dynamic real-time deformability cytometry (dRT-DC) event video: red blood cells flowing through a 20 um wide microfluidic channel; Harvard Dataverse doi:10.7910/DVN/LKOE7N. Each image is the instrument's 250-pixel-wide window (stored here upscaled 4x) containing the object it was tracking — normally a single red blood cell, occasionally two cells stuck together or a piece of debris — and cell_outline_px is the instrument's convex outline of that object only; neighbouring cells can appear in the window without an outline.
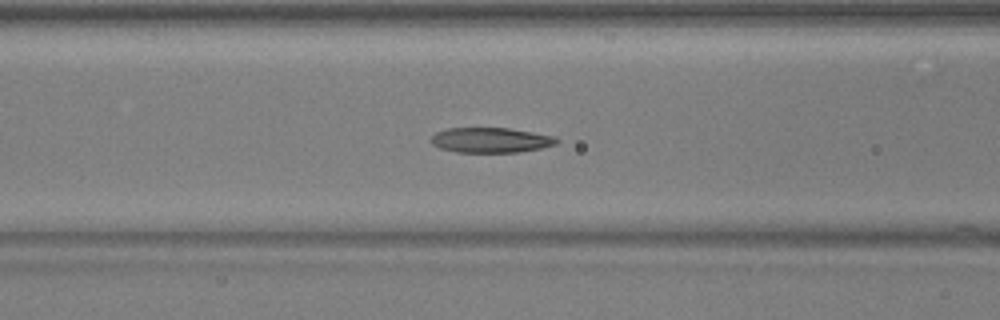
{"species": "common noctule bat (a hibernating species)", "species_latin": "Nyctalus noctula", "temperature_condition": "warm", "stored_images_in_passage": 53, "camera_frame_rate_fps": 3000, "um_per_image_px": 0.085, "animal": {"sex": "male", "body_mass_g": 17.9, "forearm_length_mm": 54.2}, "frame": {"image": 1, "passage_image": 22, "time_ms": 7.0, "image_size_px": [1000, 320], "cell_outline_px": [[560, 140], [556, 144], [540, 148], [516, 152], [456, 152], [440, 148], [432, 144], [428, 140], [436, 132], [448, 128], [508, 128], [556, 136]], "centroid_in_image_um": [41.7, 11.9], "position_along_channel_um": 124.9, "area_um2": 18.38}}
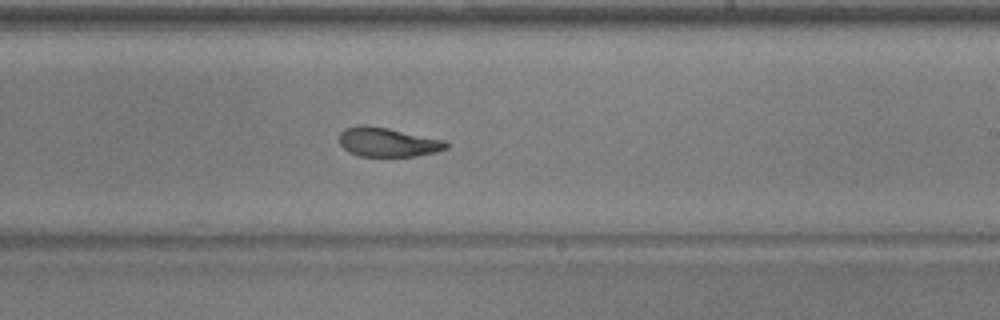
{"frame": {"image": 2, "passage_image": 32, "time_ms": 10.333, "image_size_px": [1000, 320], "cell_outline_px": [[448, 148], [436, 152], [416, 156], [360, 156], [348, 152], [340, 144], [340, 132], [344, 128], [360, 124], [364, 124], [388, 128], [444, 140], [448, 144]], "centroid_in_image_um": [32.93, 12.08], "position_along_channel_um": 256.1, "area_um2": 18.21}}
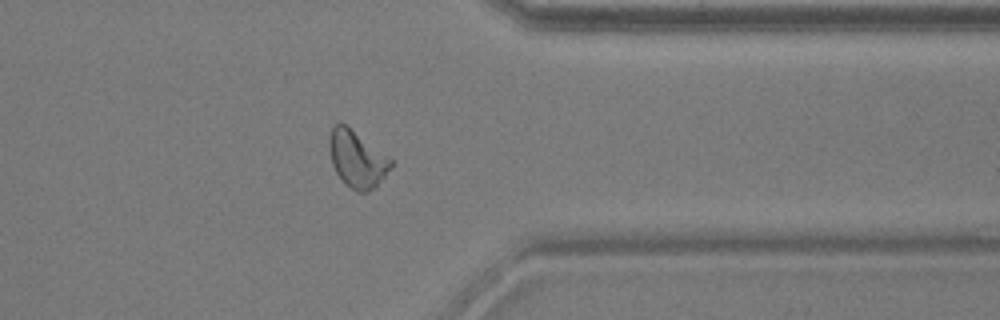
{"frame": {"image": 3, "passage_image": 42, "time_ms": 13.667, "image_size_px": [1000, 320], "cell_outline_px": [[392, 168], [376, 188], [368, 192], [360, 192], [344, 184], [336, 172], [332, 164], [328, 148], [328, 140], [332, 124], [348, 124], [388, 156], [392, 160]], "centroid_in_image_um": [30.34, 13.5], "position_along_channel_um": 381.1, "area_um2": 20.87}, "authors_computed_cell_mechanics": {"area_um2": 19.2474, "velocity_mm_per_s": 3.9381, "shape_relaxation_time_tau1_ms": 8.3787, "shape_relaxation_time_tau2_ms": 2.694, "deformation_change_tau1": 0.262, "deformation_change_tau2": 0.094}}